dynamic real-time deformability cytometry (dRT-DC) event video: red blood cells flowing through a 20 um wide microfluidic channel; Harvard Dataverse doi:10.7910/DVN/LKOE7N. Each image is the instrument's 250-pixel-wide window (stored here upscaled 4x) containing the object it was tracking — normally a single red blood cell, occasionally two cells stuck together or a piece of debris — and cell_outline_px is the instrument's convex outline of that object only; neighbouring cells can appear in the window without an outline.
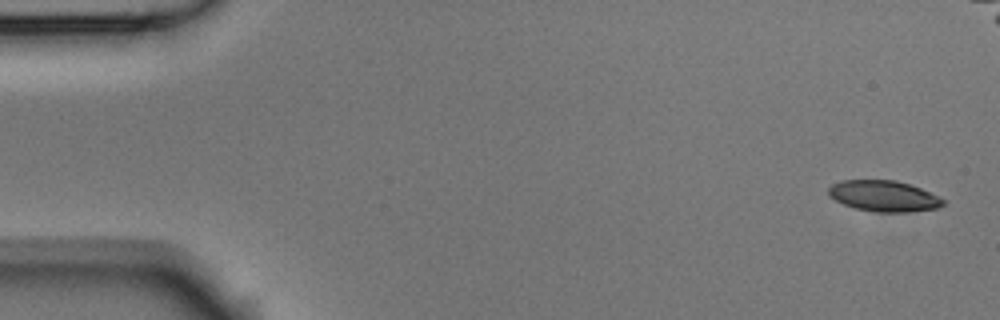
{"species": "Egyptian fruit bat (a non-hibernating species)", "species_latin": "Rousettus aegyptiacus", "temperature_condition": "room temperature", "stored_images_in_passage": 5, "camera_frame_rate_fps": 3000, "um_per_image_px": 0.085, "animal": {"sex": "male"}, "frame": {"image": 1, "passage_image": 1, "time_ms": 0.0, "image_size_px": [1000, 320], "cell_outline_px": [[944, 204], [936, 208], [908, 212], [876, 212], [856, 208], [844, 204], [828, 196], [828, 188], [832, 184], [840, 180], [896, 180], [920, 188], [944, 200]], "centroid_in_image_um": [75.07, 16.66], "position_along_channel_um": 9.9, "area_um2": 20.46}}